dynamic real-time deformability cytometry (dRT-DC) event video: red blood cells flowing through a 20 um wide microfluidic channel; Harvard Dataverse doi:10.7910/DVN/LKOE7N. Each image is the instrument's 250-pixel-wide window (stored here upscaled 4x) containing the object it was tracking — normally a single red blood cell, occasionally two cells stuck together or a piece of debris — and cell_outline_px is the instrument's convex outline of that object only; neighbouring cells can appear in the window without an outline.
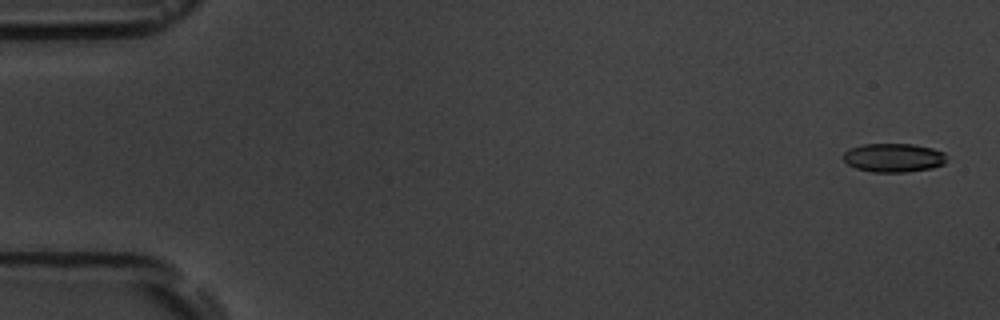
{"species": "common noctule bat (a hibernating species)", "species_latin": "Nyctalus noctula", "temperature_condition": "room temperature", "stored_images_in_passage": 4, "camera_frame_rate_fps": 3000, "um_per_image_px": 0.085, "animal": {"sex": "male", "body_mass_g": 19.5, "forearm_length_mm": 54.6}, "frame": {"image": 1, "passage_image": 1, "time_ms": 0.0, "image_size_px": [1000, 320], "cell_outline_px": [[944, 164], [932, 168], [904, 172], [872, 172], [856, 168], [848, 164], [844, 160], [844, 152], [848, 148], [864, 144], [912, 144], [932, 148], [944, 152]], "centroid_in_image_um": [75.92, 13.4], "position_along_channel_um": 9.1, "area_um2": 17.22}}